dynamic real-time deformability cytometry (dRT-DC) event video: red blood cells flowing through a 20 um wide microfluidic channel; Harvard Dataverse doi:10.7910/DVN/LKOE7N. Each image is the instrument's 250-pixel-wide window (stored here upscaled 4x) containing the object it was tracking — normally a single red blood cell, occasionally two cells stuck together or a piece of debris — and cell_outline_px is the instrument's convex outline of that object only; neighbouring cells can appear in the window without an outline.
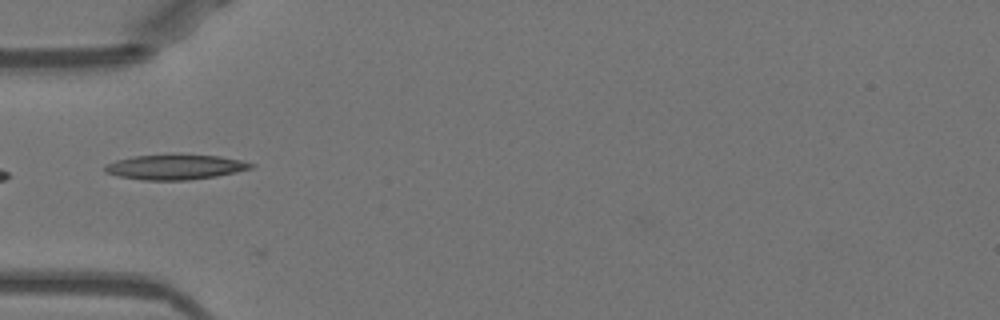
{"species": "Egyptian fruit bat (a non-hibernating species)", "species_latin": "Rousettus aegyptiacus", "temperature_condition": "warm", "stored_images_in_passage": 23, "camera_frame_rate_fps": 3000, "um_per_image_px": 0.085, "animal": {"sex": "female"}, "frame": {"image": 1, "passage_image": 1, "time_ms": 0.0, "image_size_px": [1000, 320], "cell_outline_px": [[256, 164], [252, 168], [236, 172], [216, 176], [188, 180], [144, 180], [120, 176], [104, 172], [104, 164], [116, 160], [132, 156], [172, 152], [220, 156], [240, 160]], "centroid_in_image_um": [14.88, 14.15], "position_along_channel_um": 70.1, "area_um2": 22.02}, "authors_computed_cell_mechanics": {"area_um2": 16.6464, "velocity_mm_per_s": 3.9803, "shape_relaxation_time_tau1_ms": 6.1863, "shape_relaxation_time_tau2_ms": 3.5062, "deformation_change_tau1": 0.1888, "deformation_change_tau2": 0.0867}}